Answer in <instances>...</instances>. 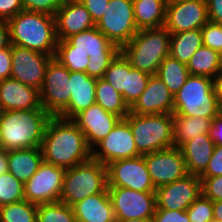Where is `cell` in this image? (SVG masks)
Listing matches in <instances>:
<instances>
[{"label":"cell","instance_id":"1","mask_svg":"<svg viewBox=\"0 0 222 222\" xmlns=\"http://www.w3.org/2000/svg\"><path fill=\"white\" fill-rule=\"evenodd\" d=\"M44 162L64 169L92 158L84 133L72 119L52 116L41 143Z\"/></svg>","mask_w":222,"mask_h":222},{"label":"cell","instance_id":"2","mask_svg":"<svg viewBox=\"0 0 222 222\" xmlns=\"http://www.w3.org/2000/svg\"><path fill=\"white\" fill-rule=\"evenodd\" d=\"M51 117L46 110L0 111V147L8 151L41 147Z\"/></svg>","mask_w":222,"mask_h":222},{"label":"cell","instance_id":"3","mask_svg":"<svg viewBox=\"0 0 222 222\" xmlns=\"http://www.w3.org/2000/svg\"><path fill=\"white\" fill-rule=\"evenodd\" d=\"M10 44L55 56V16L22 10L8 21Z\"/></svg>","mask_w":222,"mask_h":222},{"label":"cell","instance_id":"4","mask_svg":"<svg viewBox=\"0 0 222 222\" xmlns=\"http://www.w3.org/2000/svg\"><path fill=\"white\" fill-rule=\"evenodd\" d=\"M171 33L163 26L140 29L121 48L131 66L150 75L158 72L159 65L169 56Z\"/></svg>","mask_w":222,"mask_h":222},{"label":"cell","instance_id":"5","mask_svg":"<svg viewBox=\"0 0 222 222\" xmlns=\"http://www.w3.org/2000/svg\"><path fill=\"white\" fill-rule=\"evenodd\" d=\"M108 193L107 167L90 158L66 169L59 201L73 206L88 196Z\"/></svg>","mask_w":222,"mask_h":222},{"label":"cell","instance_id":"6","mask_svg":"<svg viewBox=\"0 0 222 222\" xmlns=\"http://www.w3.org/2000/svg\"><path fill=\"white\" fill-rule=\"evenodd\" d=\"M130 125L136 148L141 155L174 147L173 114L138 115L124 118Z\"/></svg>","mask_w":222,"mask_h":222},{"label":"cell","instance_id":"7","mask_svg":"<svg viewBox=\"0 0 222 222\" xmlns=\"http://www.w3.org/2000/svg\"><path fill=\"white\" fill-rule=\"evenodd\" d=\"M220 113L214 79L189 75L185 84L174 96L173 116H197L213 119Z\"/></svg>","mask_w":222,"mask_h":222},{"label":"cell","instance_id":"8","mask_svg":"<svg viewBox=\"0 0 222 222\" xmlns=\"http://www.w3.org/2000/svg\"><path fill=\"white\" fill-rule=\"evenodd\" d=\"M96 27L112 43L122 48L139 31L135 23L133 0H109Z\"/></svg>","mask_w":222,"mask_h":222},{"label":"cell","instance_id":"9","mask_svg":"<svg viewBox=\"0 0 222 222\" xmlns=\"http://www.w3.org/2000/svg\"><path fill=\"white\" fill-rule=\"evenodd\" d=\"M39 92L41 105L51 116H58L69 105L70 72L54 57L47 65Z\"/></svg>","mask_w":222,"mask_h":222},{"label":"cell","instance_id":"10","mask_svg":"<svg viewBox=\"0 0 222 222\" xmlns=\"http://www.w3.org/2000/svg\"><path fill=\"white\" fill-rule=\"evenodd\" d=\"M116 220L152 219L156 209L155 192H139L123 187H108Z\"/></svg>","mask_w":222,"mask_h":222},{"label":"cell","instance_id":"11","mask_svg":"<svg viewBox=\"0 0 222 222\" xmlns=\"http://www.w3.org/2000/svg\"><path fill=\"white\" fill-rule=\"evenodd\" d=\"M66 169L42 162L36 173L24 184L25 199L34 204L59 202Z\"/></svg>","mask_w":222,"mask_h":222},{"label":"cell","instance_id":"12","mask_svg":"<svg viewBox=\"0 0 222 222\" xmlns=\"http://www.w3.org/2000/svg\"><path fill=\"white\" fill-rule=\"evenodd\" d=\"M108 187H123L139 192H155L144 155L121 159L107 166Z\"/></svg>","mask_w":222,"mask_h":222},{"label":"cell","instance_id":"13","mask_svg":"<svg viewBox=\"0 0 222 222\" xmlns=\"http://www.w3.org/2000/svg\"><path fill=\"white\" fill-rule=\"evenodd\" d=\"M129 123L121 119L112 131L92 149V158L108 165L117 160L140 156Z\"/></svg>","mask_w":222,"mask_h":222},{"label":"cell","instance_id":"14","mask_svg":"<svg viewBox=\"0 0 222 222\" xmlns=\"http://www.w3.org/2000/svg\"><path fill=\"white\" fill-rule=\"evenodd\" d=\"M206 0H168L164 27L171 33L201 29L207 22Z\"/></svg>","mask_w":222,"mask_h":222},{"label":"cell","instance_id":"15","mask_svg":"<svg viewBox=\"0 0 222 222\" xmlns=\"http://www.w3.org/2000/svg\"><path fill=\"white\" fill-rule=\"evenodd\" d=\"M51 55L39 51L11 45V76L25 85L38 90L42 88L45 71Z\"/></svg>","mask_w":222,"mask_h":222},{"label":"cell","instance_id":"16","mask_svg":"<svg viewBox=\"0 0 222 222\" xmlns=\"http://www.w3.org/2000/svg\"><path fill=\"white\" fill-rule=\"evenodd\" d=\"M144 159L155 188L172 183L188 174L179 147L174 146L145 154Z\"/></svg>","mask_w":222,"mask_h":222},{"label":"cell","instance_id":"17","mask_svg":"<svg viewBox=\"0 0 222 222\" xmlns=\"http://www.w3.org/2000/svg\"><path fill=\"white\" fill-rule=\"evenodd\" d=\"M156 209L181 210L187 208L201 194V179L199 176L187 174L172 183L156 188Z\"/></svg>","mask_w":222,"mask_h":222},{"label":"cell","instance_id":"18","mask_svg":"<svg viewBox=\"0 0 222 222\" xmlns=\"http://www.w3.org/2000/svg\"><path fill=\"white\" fill-rule=\"evenodd\" d=\"M121 119L120 116L102 109L95 103L82 110L72 120L84 133L88 146L93 149Z\"/></svg>","mask_w":222,"mask_h":222},{"label":"cell","instance_id":"19","mask_svg":"<svg viewBox=\"0 0 222 222\" xmlns=\"http://www.w3.org/2000/svg\"><path fill=\"white\" fill-rule=\"evenodd\" d=\"M173 110L174 96L156 74L149 77L146 89L130 107L138 115L173 114Z\"/></svg>","mask_w":222,"mask_h":222},{"label":"cell","instance_id":"20","mask_svg":"<svg viewBox=\"0 0 222 222\" xmlns=\"http://www.w3.org/2000/svg\"><path fill=\"white\" fill-rule=\"evenodd\" d=\"M45 110L38 89L9 77L0 80V111Z\"/></svg>","mask_w":222,"mask_h":222},{"label":"cell","instance_id":"21","mask_svg":"<svg viewBox=\"0 0 222 222\" xmlns=\"http://www.w3.org/2000/svg\"><path fill=\"white\" fill-rule=\"evenodd\" d=\"M55 22L58 41L96 26L79 0H65L55 14Z\"/></svg>","mask_w":222,"mask_h":222},{"label":"cell","instance_id":"22","mask_svg":"<svg viewBox=\"0 0 222 222\" xmlns=\"http://www.w3.org/2000/svg\"><path fill=\"white\" fill-rule=\"evenodd\" d=\"M97 79L85 72H70L69 105L58 115L64 119H73L82 110L96 103Z\"/></svg>","mask_w":222,"mask_h":222},{"label":"cell","instance_id":"23","mask_svg":"<svg viewBox=\"0 0 222 222\" xmlns=\"http://www.w3.org/2000/svg\"><path fill=\"white\" fill-rule=\"evenodd\" d=\"M215 148L208 134H201L184 142L179 149L186 163L188 174L200 176L206 169Z\"/></svg>","mask_w":222,"mask_h":222},{"label":"cell","instance_id":"24","mask_svg":"<svg viewBox=\"0 0 222 222\" xmlns=\"http://www.w3.org/2000/svg\"><path fill=\"white\" fill-rule=\"evenodd\" d=\"M72 207L79 222H116L108 193L88 196Z\"/></svg>","mask_w":222,"mask_h":222},{"label":"cell","instance_id":"25","mask_svg":"<svg viewBox=\"0 0 222 222\" xmlns=\"http://www.w3.org/2000/svg\"><path fill=\"white\" fill-rule=\"evenodd\" d=\"M74 50H82L89 56L118 55L121 48L112 43L96 26L65 39Z\"/></svg>","mask_w":222,"mask_h":222},{"label":"cell","instance_id":"26","mask_svg":"<svg viewBox=\"0 0 222 222\" xmlns=\"http://www.w3.org/2000/svg\"><path fill=\"white\" fill-rule=\"evenodd\" d=\"M44 161L40 147L8 151V172L25 184Z\"/></svg>","mask_w":222,"mask_h":222},{"label":"cell","instance_id":"27","mask_svg":"<svg viewBox=\"0 0 222 222\" xmlns=\"http://www.w3.org/2000/svg\"><path fill=\"white\" fill-rule=\"evenodd\" d=\"M167 0H133L137 28H159L165 25Z\"/></svg>","mask_w":222,"mask_h":222},{"label":"cell","instance_id":"28","mask_svg":"<svg viewBox=\"0 0 222 222\" xmlns=\"http://www.w3.org/2000/svg\"><path fill=\"white\" fill-rule=\"evenodd\" d=\"M190 75L205 76L214 79L222 71V55L202 45L187 63Z\"/></svg>","mask_w":222,"mask_h":222},{"label":"cell","instance_id":"29","mask_svg":"<svg viewBox=\"0 0 222 222\" xmlns=\"http://www.w3.org/2000/svg\"><path fill=\"white\" fill-rule=\"evenodd\" d=\"M173 119L175 147H180L184 142L201 134H208L212 123V119L197 116H173Z\"/></svg>","mask_w":222,"mask_h":222},{"label":"cell","instance_id":"30","mask_svg":"<svg viewBox=\"0 0 222 222\" xmlns=\"http://www.w3.org/2000/svg\"><path fill=\"white\" fill-rule=\"evenodd\" d=\"M202 45L201 29L171 34L169 55L187 65L192 55Z\"/></svg>","mask_w":222,"mask_h":222},{"label":"cell","instance_id":"31","mask_svg":"<svg viewBox=\"0 0 222 222\" xmlns=\"http://www.w3.org/2000/svg\"><path fill=\"white\" fill-rule=\"evenodd\" d=\"M96 104L108 112L114 113L124 119L130 112V108L124 102L123 97L112 85L103 80L96 82Z\"/></svg>","mask_w":222,"mask_h":222},{"label":"cell","instance_id":"32","mask_svg":"<svg viewBox=\"0 0 222 222\" xmlns=\"http://www.w3.org/2000/svg\"><path fill=\"white\" fill-rule=\"evenodd\" d=\"M156 75L165 83L172 95L175 96L190 74L186 64L169 55L159 65Z\"/></svg>","mask_w":222,"mask_h":222},{"label":"cell","instance_id":"33","mask_svg":"<svg viewBox=\"0 0 222 222\" xmlns=\"http://www.w3.org/2000/svg\"><path fill=\"white\" fill-rule=\"evenodd\" d=\"M130 74V62L120 52L105 71L102 79L108 82L112 87L122 95L127 104V82Z\"/></svg>","mask_w":222,"mask_h":222},{"label":"cell","instance_id":"34","mask_svg":"<svg viewBox=\"0 0 222 222\" xmlns=\"http://www.w3.org/2000/svg\"><path fill=\"white\" fill-rule=\"evenodd\" d=\"M54 58L64 65L69 72H86L89 54L74 50L66 40H59Z\"/></svg>","mask_w":222,"mask_h":222},{"label":"cell","instance_id":"35","mask_svg":"<svg viewBox=\"0 0 222 222\" xmlns=\"http://www.w3.org/2000/svg\"><path fill=\"white\" fill-rule=\"evenodd\" d=\"M38 205L26 199L0 206V222H37Z\"/></svg>","mask_w":222,"mask_h":222},{"label":"cell","instance_id":"36","mask_svg":"<svg viewBox=\"0 0 222 222\" xmlns=\"http://www.w3.org/2000/svg\"><path fill=\"white\" fill-rule=\"evenodd\" d=\"M73 207L62 202L39 204L37 222H75Z\"/></svg>","mask_w":222,"mask_h":222},{"label":"cell","instance_id":"37","mask_svg":"<svg viewBox=\"0 0 222 222\" xmlns=\"http://www.w3.org/2000/svg\"><path fill=\"white\" fill-rule=\"evenodd\" d=\"M25 199L24 184L10 172L0 175V206Z\"/></svg>","mask_w":222,"mask_h":222},{"label":"cell","instance_id":"38","mask_svg":"<svg viewBox=\"0 0 222 222\" xmlns=\"http://www.w3.org/2000/svg\"><path fill=\"white\" fill-rule=\"evenodd\" d=\"M150 76L146 72L133 68L130 64V74H128L127 82V105L129 108L146 89Z\"/></svg>","mask_w":222,"mask_h":222},{"label":"cell","instance_id":"39","mask_svg":"<svg viewBox=\"0 0 222 222\" xmlns=\"http://www.w3.org/2000/svg\"><path fill=\"white\" fill-rule=\"evenodd\" d=\"M189 222H214L213 202L202 194L187 208Z\"/></svg>","mask_w":222,"mask_h":222},{"label":"cell","instance_id":"40","mask_svg":"<svg viewBox=\"0 0 222 222\" xmlns=\"http://www.w3.org/2000/svg\"><path fill=\"white\" fill-rule=\"evenodd\" d=\"M203 45L222 55V26L208 21L202 28Z\"/></svg>","mask_w":222,"mask_h":222},{"label":"cell","instance_id":"41","mask_svg":"<svg viewBox=\"0 0 222 222\" xmlns=\"http://www.w3.org/2000/svg\"><path fill=\"white\" fill-rule=\"evenodd\" d=\"M65 0H22L23 10L55 16Z\"/></svg>","mask_w":222,"mask_h":222},{"label":"cell","instance_id":"42","mask_svg":"<svg viewBox=\"0 0 222 222\" xmlns=\"http://www.w3.org/2000/svg\"><path fill=\"white\" fill-rule=\"evenodd\" d=\"M117 55H96L89 56V63L87 65L86 74L90 77L100 79L103 77L109 65L116 58Z\"/></svg>","mask_w":222,"mask_h":222},{"label":"cell","instance_id":"43","mask_svg":"<svg viewBox=\"0 0 222 222\" xmlns=\"http://www.w3.org/2000/svg\"><path fill=\"white\" fill-rule=\"evenodd\" d=\"M202 195L212 202L222 200V175L200 177Z\"/></svg>","mask_w":222,"mask_h":222},{"label":"cell","instance_id":"44","mask_svg":"<svg viewBox=\"0 0 222 222\" xmlns=\"http://www.w3.org/2000/svg\"><path fill=\"white\" fill-rule=\"evenodd\" d=\"M152 222H189L187 211L155 209Z\"/></svg>","mask_w":222,"mask_h":222},{"label":"cell","instance_id":"45","mask_svg":"<svg viewBox=\"0 0 222 222\" xmlns=\"http://www.w3.org/2000/svg\"><path fill=\"white\" fill-rule=\"evenodd\" d=\"M219 175H222V145L215 146L205 171L199 177H214Z\"/></svg>","mask_w":222,"mask_h":222},{"label":"cell","instance_id":"46","mask_svg":"<svg viewBox=\"0 0 222 222\" xmlns=\"http://www.w3.org/2000/svg\"><path fill=\"white\" fill-rule=\"evenodd\" d=\"M22 10V0H0V20L8 21Z\"/></svg>","mask_w":222,"mask_h":222},{"label":"cell","instance_id":"47","mask_svg":"<svg viewBox=\"0 0 222 222\" xmlns=\"http://www.w3.org/2000/svg\"><path fill=\"white\" fill-rule=\"evenodd\" d=\"M86 10L92 16L95 24L100 21L104 15L106 6L109 4V0H79Z\"/></svg>","mask_w":222,"mask_h":222},{"label":"cell","instance_id":"48","mask_svg":"<svg viewBox=\"0 0 222 222\" xmlns=\"http://www.w3.org/2000/svg\"><path fill=\"white\" fill-rule=\"evenodd\" d=\"M12 60L11 45L8 48L0 49V80L11 76Z\"/></svg>","mask_w":222,"mask_h":222},{"label":"cell","instance_id":"49","mask_svg":"<svg viewBox=\"0 0 222 222\" xmlns=\"http://www.w3.org/2000/svg\"><path fill=\"white\" fill-rule=\"evenodd\" d=\"M209 138L214 142L215 146L222 145V114L219 113L212 119V123L208 132Z\"/></svg>","mask_w":222,"mask_h":222},{"label":"cell","instance_id":"50","mask_svg":"<svg viewBox=\"0 0 222 222\" xmlns=\"http://www.w3.org/2000/svg\"><path fill=\"white\" fill-rule=\"evenodd\" d=\"M208 19L213 23L222 22V0H206Z\"/></svg>","mask_w":222,"mask_h":222},{"label":"cell","instance_id":"51","mask_svg":"<svg viewBox=\"0 0 222 222\" xmlns=\"http://www.w3.org/2000/svg\"><path fill=\"white\" fill-rule=\"evenodd\" d=\"M9 26L7 21L0 20V49L10 46Z\"/></svg>","mask_w":222,"mask_h":222},{"label":"cell","instance_id":"52","mask_svg":"<svg viewBox=\"0 0 222 222\" xmlns=\"http://www.w3.org/2000/svg\"><path fill=\"white\" fill-rule=\"evenodd\" d=\"M214 91L218 106L222 107V71L214 78Z\"/></svg>","mask_w":222,"mask_h":222},{"label":"cell","instance_id":"53","mask_svg":"<svg viewBox=\"0 0 222 222\" xmlns=\"http://www.w3.org/2000/svg\"><path fill=\"white\" fill-rule=\"evenodd\" d=\"M8 172V150L0 147V175Z\"/></svg>","mask_w":222,"mask_h":222},{"label":"cell","instance_id":"54","mask_svg":"<svg viewBox=\"0 0 222 222\" xmlns=\"http://www.w3.org/2000/svg\"><path fill=\"white\" fill-rule=\"evenodd\" d=\"M214 222H222V200L213 202Z\"/></svg>","mask_w":222,"mask_h":222},{"label":"cell","instance_id":"55","mask_svg":"<svg viewBox=\"0 0 222 222\" xmlns=\"http://www.w3.org/2000/svg\"><path fill=\"white\" fill-rule=\"evenodd\" d=\"M116 222H152V219L116 220Z\"/></svg>","mask_w":222,"mask_h":222}]
</instances>
